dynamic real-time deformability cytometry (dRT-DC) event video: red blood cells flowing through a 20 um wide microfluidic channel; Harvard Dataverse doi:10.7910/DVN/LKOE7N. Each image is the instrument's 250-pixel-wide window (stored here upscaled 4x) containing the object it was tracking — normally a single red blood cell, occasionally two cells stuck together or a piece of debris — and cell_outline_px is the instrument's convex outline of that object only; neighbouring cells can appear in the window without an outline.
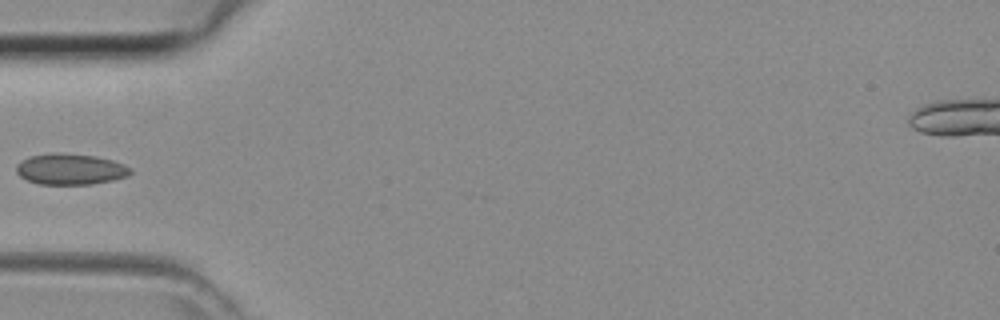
{"species": "common noctule bat (a hibernating species)", "species_latin": "Nyctalus noctula", "temperature_condition": "room temperature", "stored_images_in_passage": 13, "camera_frame_rate_fps": 3000, "um_per_image_px": 0.085, "animal": {"sex": "female", "body_mass_g": 29.2, "forearm_length_mm": 56.3}, "frame": {"image": 1, "passage_image": 1, "time_ms": 0.0, "image_size_px": [1000, 320], "cell_outline_px": [[132, 172], [128, 176], [112, 180], [92, 184], [40, 184], [28, 180], [20, 176], [16, 172], [16, 164], [28, 156], [96, 156], [112, 160], [124, 164], [132, 168]], "centroid_in_image_um": [6.03, 14.43], "position_along_channel_um": 79.0, "area_um2": 19.71}}
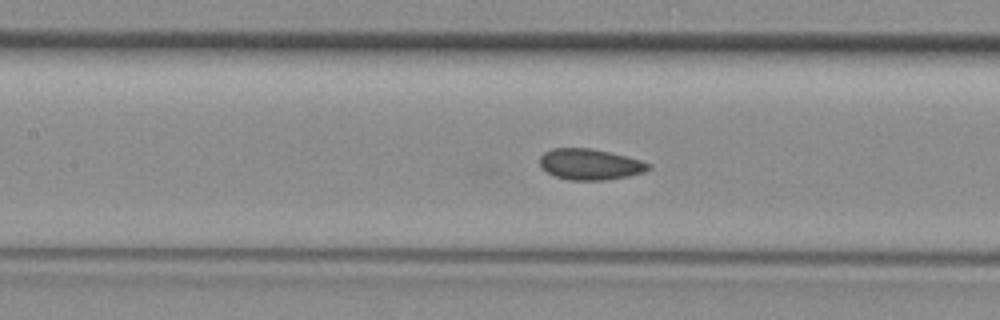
{"frame": {"image": 2, "passage_image": 6, "time_ms": 1.667, "image_size_px": [1000, 320], "cell_outline_px": [[652, 168], [644, 172], [628, 176], [604, 180], [568, 180], [556, 176], [540, 168], [540, 156], [544, 152], [552, 148], [592, 148], [640, 160], [652, 164]], "centroid_in_image_um": [50.14, 13.97], "position_along_channel_um": 157.3, "area_um2": 19.59}}
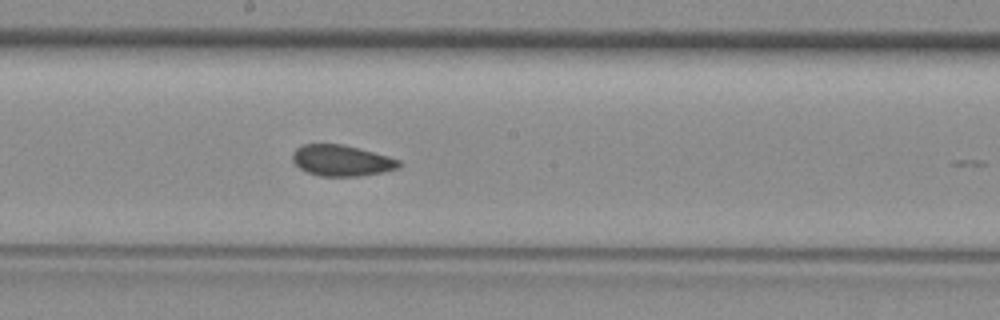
{"frame": {"image": 3, "passage_image": 10, "time_ms": 3.0, "image_size_px": [1000, 320], "cell_outline_px": [[400, 168], [380, 172], [356, 176], [320, 176], [308, 172], [300, 168], [292, 160], [292, 152], [296, 148], [304, 144], [340, 144], [360, 148], [388, 156], [400, 160]], "centroid_in_image_um": [29.02, 13.63], "position_along_channel_um": 219.2, "area_um2": 19.13}}